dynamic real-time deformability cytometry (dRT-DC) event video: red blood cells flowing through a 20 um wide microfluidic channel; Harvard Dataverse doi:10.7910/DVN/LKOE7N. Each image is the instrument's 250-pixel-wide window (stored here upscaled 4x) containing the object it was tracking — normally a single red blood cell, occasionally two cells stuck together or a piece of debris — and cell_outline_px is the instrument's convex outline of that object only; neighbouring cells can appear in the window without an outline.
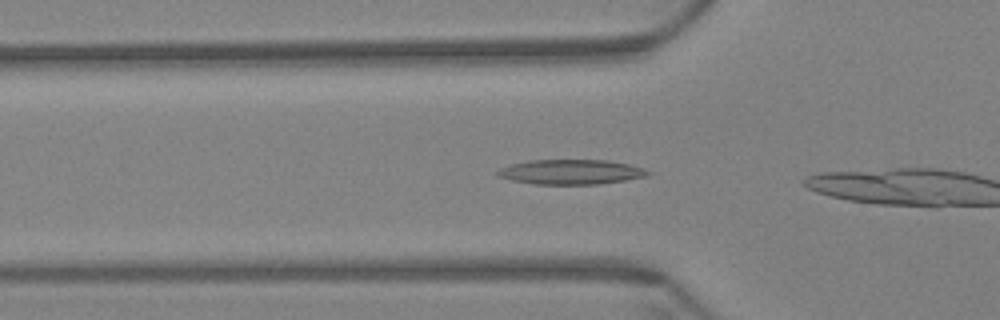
{"species": "Egyptian fruit bat (a non-hibernating species)", "species_latin": "Rousettus aegyptiacus", "temperature_condition": "warm", "stored_images_in_passage": 4, "camera_frame_rate_fps": 3000, "um_per_image_px": 0.085, "animal": {"sex": "female"}, "frame": {"image": 1, "passage_image": 3, "time_ms": 0.667, "image_size_px": [1000, 320], "cell_outline_px": [[652, 172], [648, 176], [600, 184], [532, 184], [512, 180], [496, 176], [496, 172], [512, 164], [528, 160], [608, 160], [628, 164], [644, 168]], "centroid_in_image_um": [48.56, 14.61], "position_along_channel_um": 77.2, "area_um2": 21.68}}